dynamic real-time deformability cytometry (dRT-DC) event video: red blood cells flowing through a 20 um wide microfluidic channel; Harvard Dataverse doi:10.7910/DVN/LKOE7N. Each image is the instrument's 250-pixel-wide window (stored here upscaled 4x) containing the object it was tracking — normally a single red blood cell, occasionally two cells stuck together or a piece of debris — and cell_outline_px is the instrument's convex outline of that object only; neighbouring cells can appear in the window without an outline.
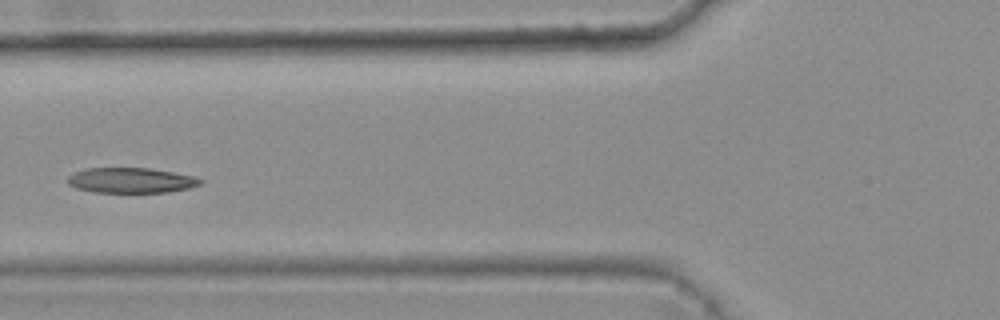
{"species": "common noctule bat (a hibernating species)", "species_latin": "Nyctalus noctula", "temperature_condition": "warm", "stored_images_in_passage": 5, "camera_frame_rate_fps": 3000, "um_per_image_px": 0.085, "animal": {"sex": "female", "body_mass_g": 25.1}, "frame": {"image": 1, "passage_image": 5, "time_ms": 1.333, "image_size_px": [1000, 320], "cell_outline_px": [[204, 180], [200, 184], [188, 188], [168, 192], [96, 192], [76, 188], [68, 184], [68, 176], [72, 172], [88, 168], [148, 168], [196, 176]], "centroid_in_image_um": [11.13, 15.32], "position_along_channel_um": 114.7, "area_um2": 19.48}}